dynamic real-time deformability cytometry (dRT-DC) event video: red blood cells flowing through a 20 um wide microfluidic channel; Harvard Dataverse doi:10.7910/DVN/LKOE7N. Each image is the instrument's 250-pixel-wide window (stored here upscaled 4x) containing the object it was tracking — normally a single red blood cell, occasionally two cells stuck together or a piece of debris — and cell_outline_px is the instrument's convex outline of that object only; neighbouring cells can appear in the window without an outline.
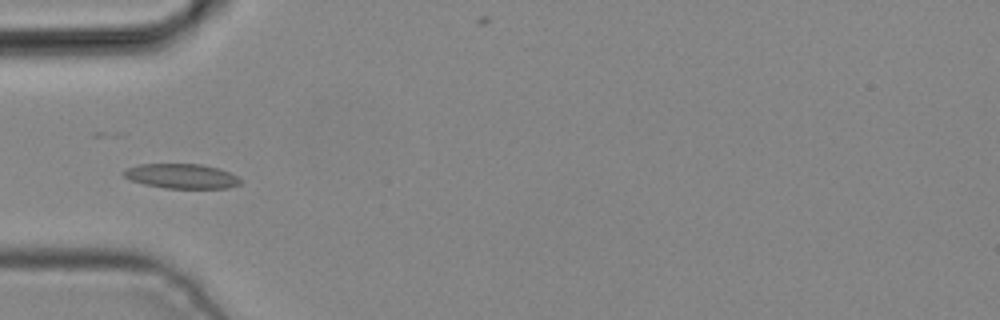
{"species": "common noctule bat (a hibernating species)", "species_latin": "Nyctalus noctula", "temperature_condition": "cold", "stored_images_in_passage": 2, "camera_frame_rate_fps": 3000, "um_per_image_px": 0.085, "animal": {"sex": "male", "body_mass_g": 19.2, "forearm_length_mm": 51.8}, "frame": {"image": 1, "passage_image": 1, "time_ms": 0.0, "image_size_px": [1000, 320], "cell_outline_px": [[240, 184], [228, 188], [164, 188], [144, 184], [128, 180], [124, 176], [124, 172], [128, 168], [140, 164], [200, 164], [216, 168], [228, 172], [236, 176], [240, 180]], "centroid_in_image_um": [15.41, 14.98], "position_along_channel_um": 69.6, "area_um2": 16.59}}
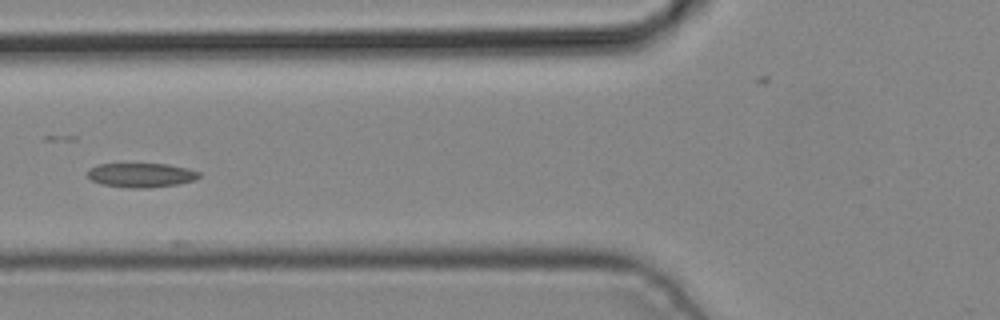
{"frame": {"image": 2, "passage_image": 2, "time_ms": 0.333, "image_size_px": [1000, 320], "cell_outline_px": [[200, 176], [196, 180], [176, 184], [148, 188], [128, 188], [104, 184], [92, 180], [88, 176], [88, 168], [100, 164], [168, 164], [188, 168], [200, 172]], "centroid_in_image_um": [12.03, 14.88], "position_along_channel_um": 113.8, "area_um2": 15.72}}